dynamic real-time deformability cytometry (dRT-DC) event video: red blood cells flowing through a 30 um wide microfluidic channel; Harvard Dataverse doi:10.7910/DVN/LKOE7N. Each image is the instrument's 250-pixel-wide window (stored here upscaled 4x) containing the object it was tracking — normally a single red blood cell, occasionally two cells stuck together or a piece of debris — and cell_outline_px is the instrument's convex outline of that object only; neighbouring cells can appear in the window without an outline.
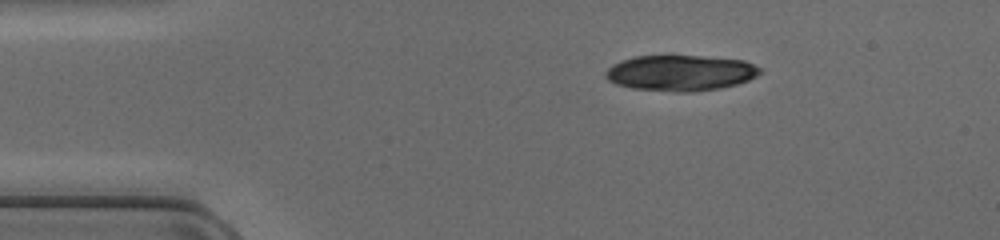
{"species": "common noctule bat (a hibernating species)", "species_latin": "Nyctalus noctula", "temperature_condition": "cold", "stored_images_in_passage": 39, "camera_frame_rate_fps": 3000, "um_per_image_px": 0.085, "animal": {"sex": "female", "body_mass_g": 17.0, "forearm_length_mm": 48.0}, "frame": {"image": 1, "passage_image": 1, "time_ms": 0.0, "image_size_px": [1000, 240], "cell_outline_px": [[764, 68], [756, 76], [748, 80], [736, 84], [720, 88], [692, 92], [676, 92], [632, 88], [616, 84], [608, 80], [604, 76], [604, 72], [612, 64], [620, 60], [636, 56], [668, 52], [744, 60]], "centroid_in_image_um": [57.81, 6.15], "position_along_channel_um": 27.2, "area_um2": 33.41}}
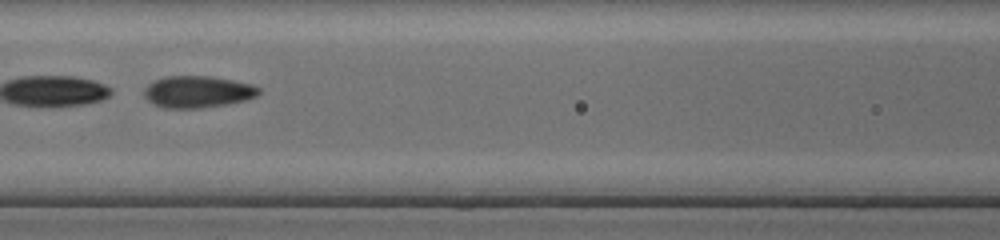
{"frame": {"image": 2, "passage_image": 14, "time_ms": 4.333, "image_size_px": [1000, 240], "cell_outline_px": [[260, 92], [256, 96], [244, 100], [224, 104], [200, 108], [164, 108], [148, 100], [144, 96], [144, 88], [148, 84], [164, 76], [212, 76], [252, 84], [260, 88]], "centroid_in_image_um": [16.79, 7.79], "position_along_channel_um": 149.8, "area_um2": 21.1}}
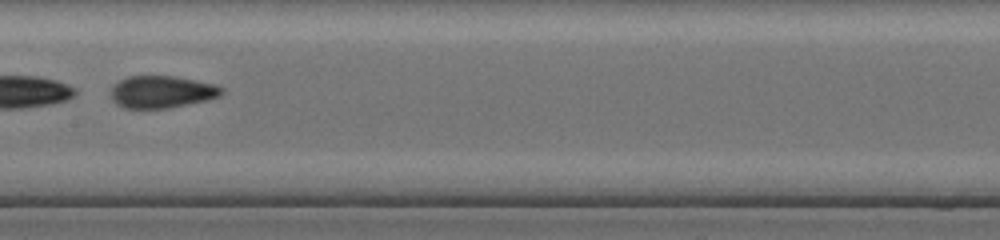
{"frame": {"image": 3, "passage_image": 17, "time_ms": 5.333, "image_size_px": [1000, 240], "cell_outline_px": [[224, 92], [220, 96], [204, 100], [168, 108], [124, 108], [116, 104], [112, 100], [112, 88], [120, 80], [128, 76], [176, 76], [196, 80], [212, 84], [224, 88]], "centroid_in_image_um": [13.75, 7.8], "position_along_channel_um": 193.7, "area_um2": 20.58}}